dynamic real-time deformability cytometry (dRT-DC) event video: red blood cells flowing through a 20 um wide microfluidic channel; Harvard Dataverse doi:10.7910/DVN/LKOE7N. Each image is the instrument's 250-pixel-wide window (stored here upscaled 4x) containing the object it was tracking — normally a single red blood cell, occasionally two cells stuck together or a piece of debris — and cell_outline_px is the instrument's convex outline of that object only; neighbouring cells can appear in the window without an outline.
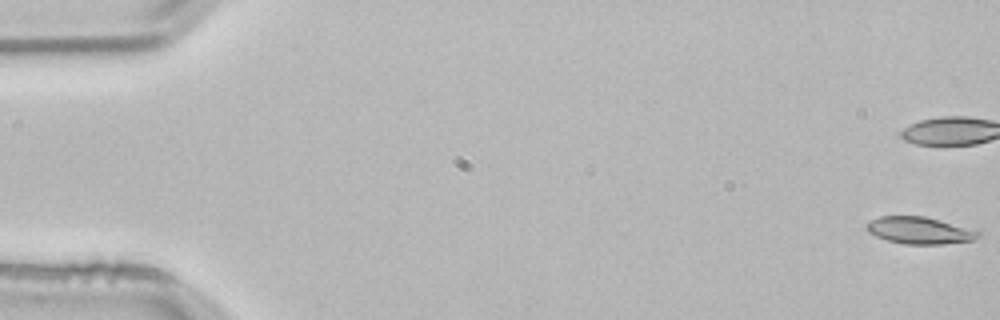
{"species": "common noctule bat (a hibernating species)", "species_latin": "Nyctalus noctula", "temperature_condition": "room temperature", "stored_images_in_passage": 5, "camera_frame_rate_fps": 3000, "um_per_image_px": 0.085, "animal": {"sex": "male", "body_mass_g": 21.5, "forearm_length_mm": 52.0}, "frame": {"image": 1, "passage_image": 1, "time_ms": 0.0, "image_size_px": [1000, 320], "cell_outline_px": [[980, 236], [972, 240], [940, 244], [904, 244], [888, 240], [876, 236], [868, 232], [868, 220], [880, 216], [924, 216], [940, 220], [980, 232]], "centroid_in_image_um": [78.12, 19.58], "position_along_channel_um": 6.9, "area_um2": 17.22}}